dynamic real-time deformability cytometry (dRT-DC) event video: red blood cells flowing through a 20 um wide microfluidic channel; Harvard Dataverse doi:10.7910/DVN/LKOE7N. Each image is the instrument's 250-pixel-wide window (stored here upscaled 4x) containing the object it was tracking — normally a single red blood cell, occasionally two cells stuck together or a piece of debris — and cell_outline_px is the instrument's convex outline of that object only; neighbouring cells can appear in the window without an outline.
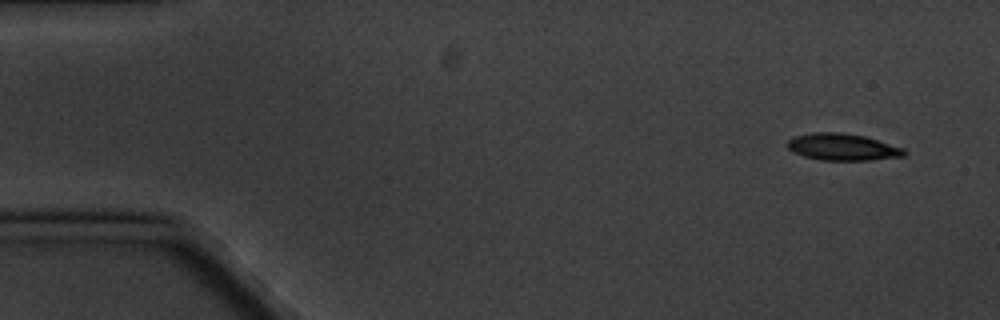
{"species": "common noctule bat (a hibernating species)", "species_latin": "Nyctalus noctula", "temperature_condition": "cold", "stored_images_in_passage": 4, "camera_frame_rate_fps": 3000, "um_per_image_px": 0.085, "animal": {"sex": "male", "body_mass_g": 20.1, "forearm_length_mm": 53.5}, "frame": {"image": 1, "passage_image": 1, "time_ms": 0.0, "image_size_px": [1000, 320], "cell_outline_px": [[908, 152], [904, 156], [872, 160], [820, 160], [804, 156], [788, 148], [788, 140], [792, 136], [812, 132], [844, 132], [864, 136], [904, 148]], "centroid_in_image_um": [71.63, 12.49], "position_along_channel_um": 13.4, "area_um2": 18.32}}
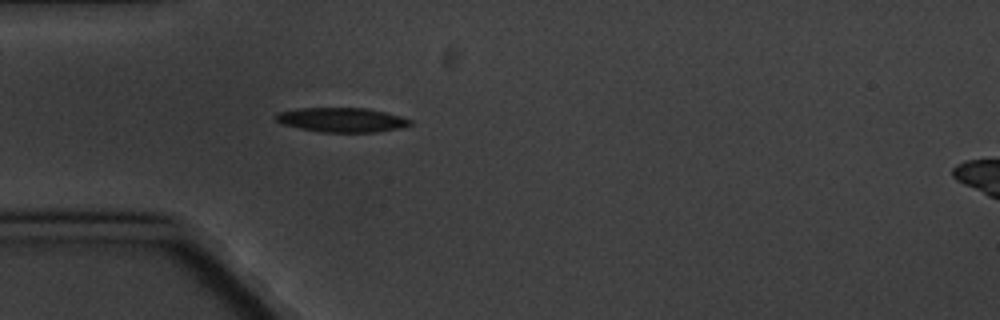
{"frame": {"image": 2, "passage_image": 4, "time_ms": 4.333, "image_size_px": [1000, 320], "cell_outline_px": [[412, 124], [400, 128], [376, 132], [320, 132], [300, 128], [284, 124], [276, 120], [272, 116], [276, 112], [296, 108], [364, 108], [384, 112], [400, 116], [412, 120]], "centroid_in_image_um": [29.01, 10.18], "position_along_channel_um": 56.0, "area_um2": 19.13}}